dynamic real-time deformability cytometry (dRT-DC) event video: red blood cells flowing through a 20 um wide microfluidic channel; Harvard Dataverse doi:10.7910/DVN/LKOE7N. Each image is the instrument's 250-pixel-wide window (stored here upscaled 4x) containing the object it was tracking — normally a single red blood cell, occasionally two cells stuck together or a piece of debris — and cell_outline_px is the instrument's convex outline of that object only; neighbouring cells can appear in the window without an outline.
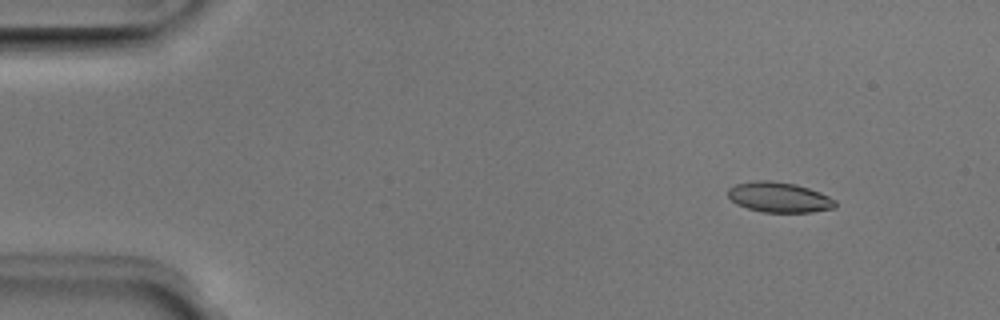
{"species": "Egyptian fruit bat (a non-hibernating species)", "species_latin": "Rousettus aegyptiacus", "temperature_condition": "room temperature", "stored_images_in_passage": 50, "camera_frame_rate_fps": 3000, "um_per_image_px": 0.085, "animal": {"sex": "male"}, "frame": {"image": 1, "passage_image": 5, "time_ms": 1.333, "image_size_px": [1000, 320], "cell_outline_px": [[836, 208], [812, 212], [764, 212], [748, 208], [736, 204], [728, 196], [728, 188], [736, 184], [752, 180], [772, 180], [796, 184], [820, 192], [836, 200]], "centroid_in_image_um": [66.23, 16.76], "position_along_channel_um": 18.8, "area_um2": 19.02}}
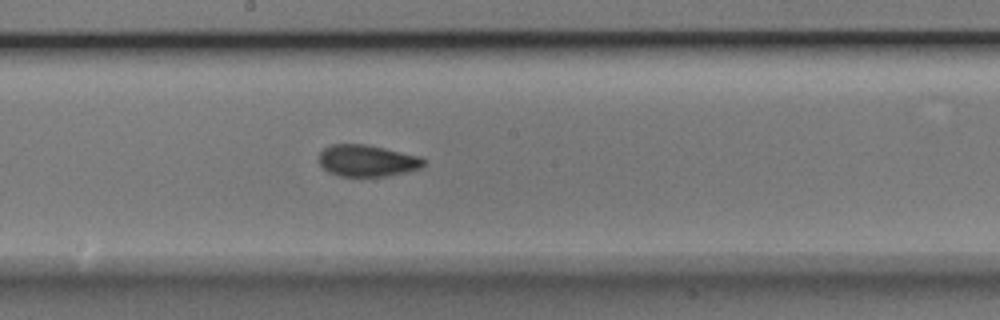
{"frame": {"image": 2, "passage_image": 27, "time_ms": 8.667, "image_size_px": [1000, 320], "cell_outline_px": [[424, 164], [420, 168], [408, 172], [388, 176], [340, 176], [328, 172], [320, 164], [320, 152], [324, 148], [332, 144], [364, 144], [384, 148], [420, 156], [424, 160]], "centroid_in_image_um": [31.21, 13.66], "position_along_channel_um": 217.0, "area_um2": 19.25}}
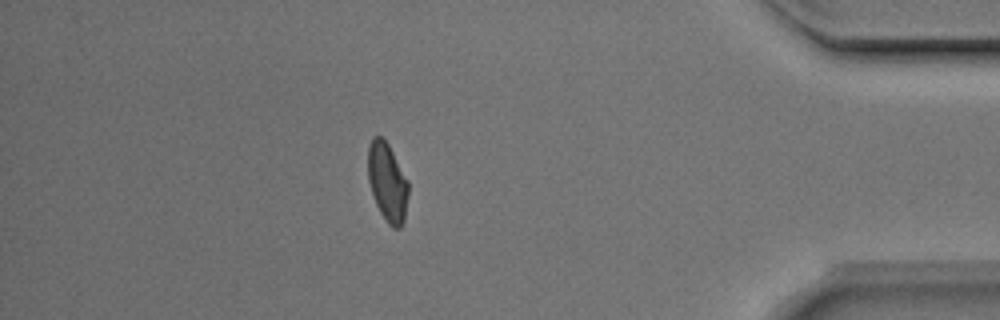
{"frame": {"image": 3, "passage_image": 44, "time_ms": 14.333, "image_size_px": [1000, 320], "cell_outline_px": [[408, 196], [404, 220], [400, 228], [392, 228], [388, 224], [380, 212], [376, 204], [368, 180], [368, 144], [372, 136], [380, 136], [388, 144], [408, 180]], "centroid_in_image_um": [32.92, 15.48], "position_along_channel_um": 402.3, "area_um2": 18.5}, "authors_computed_cell_mechanics": {"area_um2": 19.2474, "velocity_mm_per_s": 3.9888, "shape_relaxation_time_tau1_ms": 3.4946, "shape_relaxation_time_tau2_ms": 1.8888, "deformation_change_tau1": 0.1183, "deformation_change_tau2": 0.0581}}